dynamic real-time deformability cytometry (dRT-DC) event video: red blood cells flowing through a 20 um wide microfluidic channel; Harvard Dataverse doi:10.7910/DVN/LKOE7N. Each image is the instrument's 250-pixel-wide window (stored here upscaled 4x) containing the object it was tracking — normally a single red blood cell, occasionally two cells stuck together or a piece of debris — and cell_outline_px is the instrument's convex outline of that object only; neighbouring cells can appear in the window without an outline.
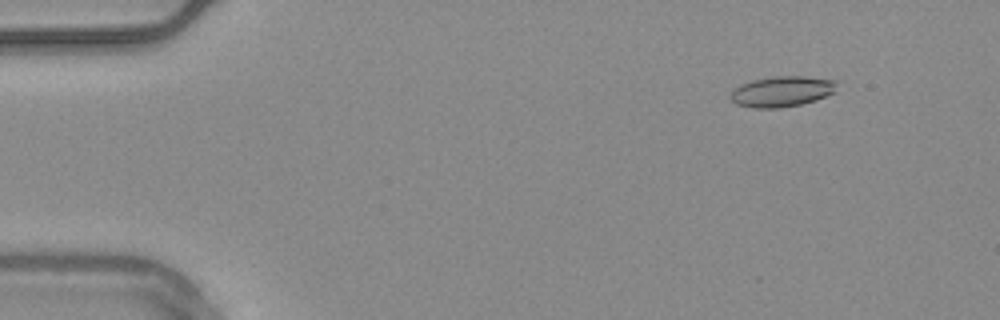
{"species": "common noctule bat (a hibernating species)", "species_latin": "Nyctalus noctula", "temperature_condition": "warm", "stored_images_in_passage": 55, "camera_frame_rate_fps": 3000, "um_per_image_px": 0.085, "animal": {"sex": "male", "body_mass_g": 20.4}, "frame": {"image": 1, "passage_image": 6, "time_ms": 1.667, "image_size_px": [1000, 320], "cell_outline_px": [[840, 80], [836, 92], [816, 100], [800, 104], [780, 108], [752, 108], [736, 104], [728, 96], [740, 84], [752, 80], [776, 76], [804, 76]], "centroid_in_image_um": [66.52, 7.77], "position_along_channel_um": 18.5, "area_um2": 19.25}}
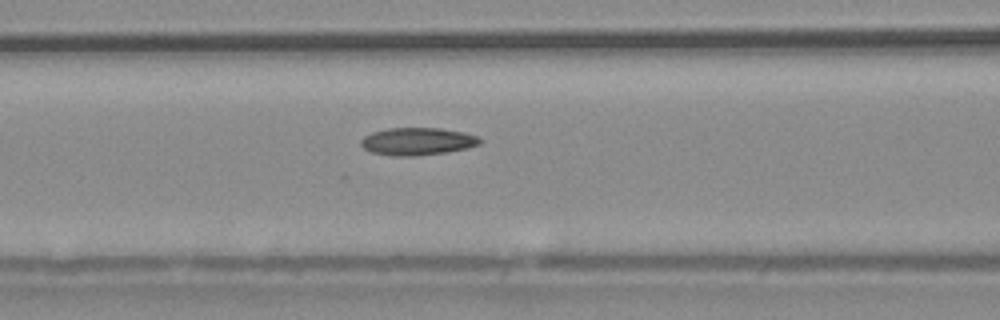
{"frame": {"image": 2, "passage_image": 23, "time_ms": 7.333, "image_size_px": [1000, 320], "cell_outline_px": [[484, 140], [480, 144], [468, 148], [448, 152], [416, 156], [392, 156], [372, 152], [364, 148], [360, 144], [360, 140], [364, 136], [372, 132], [388, 128], [440, 128], [464, 132], [476, 136]], "centroid_in_image_um": [35.5, 12.02], "position_along_channel_um": 131.1, "area_um2": 19.25}}
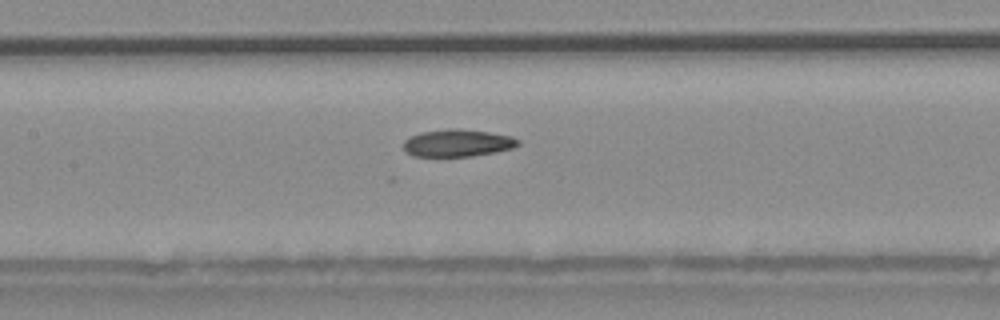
{"frame": {"image": 3, "passage_image": 26, "time_ms": 8.333, "image_size_px": [1000, 320], "cell_outline_px": [[520, 144], [512, 148], [496, 152], [472, 156], [412, 156], [404, 148], [404, 140], [420, 132], [448, 128], [460, 128], [488, 132], [512, 136], [520, 140]], "centroid_in_image_um": [38.92, 12.14], "position_along_channel_um": 168.5, "area_um2": 18.26}, "authors_computed_cell_mechanics": {"area_um2": 18.6694, "velocity_mm_per_s": 3.7272, "shape_relaxation_time_tau1_ms": null, "shape_relaxation_time_tau2_ms": 2.995, "deformation_change_tau1": null, "deformation_change_tau2": 0.0879}}